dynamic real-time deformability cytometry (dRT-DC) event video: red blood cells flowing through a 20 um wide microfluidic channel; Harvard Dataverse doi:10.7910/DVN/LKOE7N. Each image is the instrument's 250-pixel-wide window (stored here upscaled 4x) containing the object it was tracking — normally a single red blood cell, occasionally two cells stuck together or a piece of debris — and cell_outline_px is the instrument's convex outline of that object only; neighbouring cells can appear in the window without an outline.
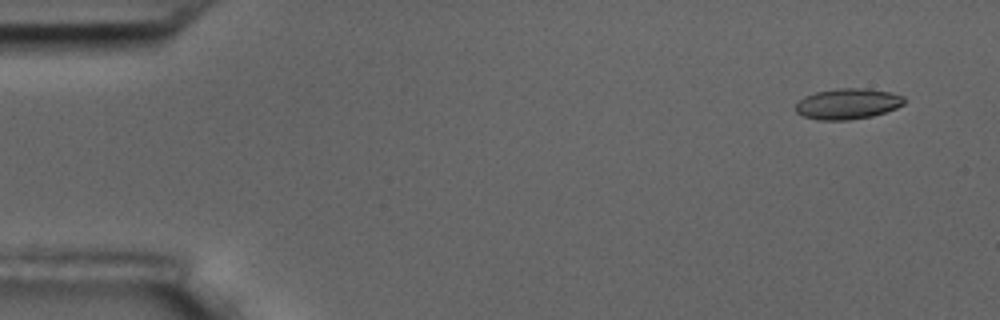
{"species": "common noctule bat (a hibernating species)", "species_latin": "Nyctalus noctula", "temperature_condition": "room temperature", "stored_images_in_passage": 5, "camera_frame_rate_fps": 3000, "um_per_image_px": 0.085, "animal": {"sex": "male", "body_mass_g": 17.5, "forearm_length_mm": 52.3}, "frame": {"image": 1, "passage_image": 1, "time_ms": 0.0, "image_size_px": [1000, 320], "cell_outline_px": [[904, 104], [896, 108], [872, 116], [848, 120], [816, 120], [804, 116], [796, 112], [796, 104], [804, 96], [816, 92], [840, 88], [864, 88], [892, 92], [904, 96]], "centroid_in_image_um": [72.06, 8.82], "position_along_channel_um": 12.9, "area_um2": 19.42}}
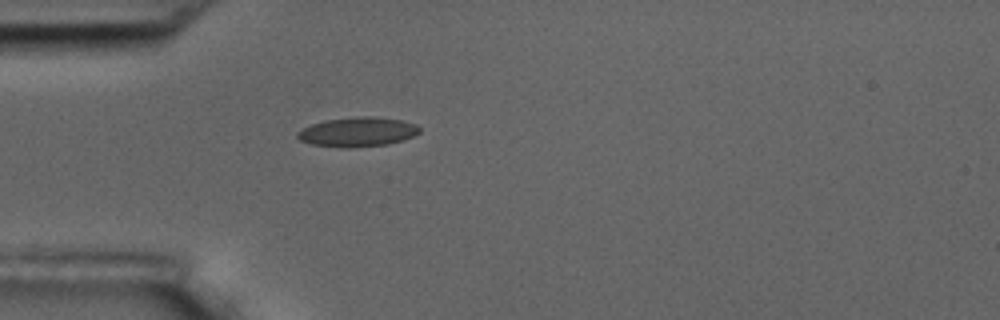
{"frame": {"image": 2, "passage_image": 5, "time_ms": 4.333, "image_size_px": [1000, 320], "cell_outline_px": [[420, 132], [404, 140], [388, 144], [344, 148], [312, 144], [300, 140], [296, 136], [296, 132], [312, 124], [324, 120], [360, 116], [372, 116], [400, 120], [416, 124], [420, 128]], "centroid_in_image_um": [30.39, 11.21], "position_along_channel_um": 54.6, "area_um2": 20.87}}